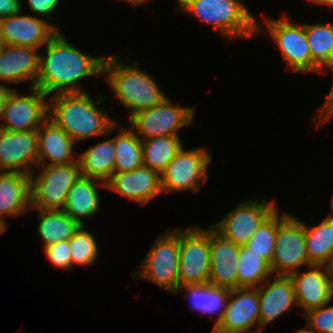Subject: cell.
<instances>
[{"label": "cell", "mask_w": 333, "mask_h": 333, "mask_svg": "<svg viewBox=\"0 0 333 333\" xmlns=\"http://www.w3.org/2000/svg\"><path fill=\"white\" fill-rule=\"evenodd\" d=\"M45 46L46 55H40L36 88L47 96L84 92L78 85L80 80L103 75L105 57H94L79 51L60 31Z\"/></svg>", "instance_id": "cell-1"}, {"label": "cell", "mask_w": 333, "mask_h": 333, "mask_svg": "<svg viewBox=\"0 0 333 333\" xmlns=\"http://www.w3.org/2000/svg\"><path fill=\"white\" fill-rule=\"evenodd\" d=\"M86 91L58 93L48 102V118L75 142L102 136L118 129V124L96 107Z\"/></svg>", "instance_id": "cell-2"}, {"label": "cell", "mask_w": 333, "mask_h": 333, "mask_svg": "<svg viewBox=\"0 0 333 333\" xmlns=\"http://www.w3.org/2000/svg\"><path fill=\"white\" fill-rule=\"evenodd\" d=\"M119 56H106L103 63V75L117 100L131 109L129 118L144 109L160 104L167 96L160 90L156 80L137 68L138 62L127 66ZM108 74V75H107Z\"/></svg>", "instance_id": "cell-3"}, {"label": "cell", "mask_w": 333, "mask_h": 333, "mask_svg": "<svg viewBox=\"0 0 333 333\" xmlns=\"http://www.w3.org/2000/svg\"><path fill=\"white\" fill-rule=\"evenodd\" d=\"M179 10L214 26L229 39L261 34L259 22L241 0H177Z\"/></svg>", "instance_id": "cell-4"}, {"label": "cell", "mask_w": 333, "mask_h": 333, "mask_svg": "<svg viewBox=\"0 0 333 333\" xmlns=\"http://www.w3.org/2000/svg\"><path fill=\"white\" fill-rule=\"evenodd\" d=\"M143 269L133 273V277L163 287L177 293L179 289V228L167 229L155 240L151 250L141 262Z\"/></svg>", "instance_id": "cell-5"}, {"label": "cell", "mask_w": 333, "mask_h": 333, "mask_svg": "<svg viewBox=\"0 0 333 333\" xmlns=\"http://www.w3.org/2000/svg\"><path fill=\"white\" fill-rule=\"evenodd\" d=\"M38 167L41 173L30 175L31 209L62 210L68 191L81 175L79 161Z\"/></svg>", "instance_id": "cell-6"}, {"label": "cell", "mask_w": 333, "mask_h": 333, "mask_svg": "<svg viewBox=\"0 0 333 333\" xmlns=\"http://www.w3.org/2000/svg\"><path fill=\"white\" fill-rule=\"evenodd\" d=\"M166 97L160 104L144 109L129 118L134 133L145 140L162 136H179L178 130L193 123L194 106L172 104Z\"/></svg>", "instance_id": "cell-7"}, {"label": "cell", "mask_w": 333, "mask_h": 333, "mask_svg": "<svg viewBox=\"0 0 333 333\" xmlns=\"http://www.w3.org/2000/svg\"><path fill=\"white\" fill-rule=\"evenodd\" d=\"M310 264L305 243L304 223L295 216L278 215V230L270 269L277 276H289Z\"/></svg>", "instance_id": "cell-8"}, {"label": "cell", "mask_w": 333, "mask_h": 333, "mask_svg": "<svg viewBox=\"0 0 333 333\" xmlns=\"http://www.w3.org/2000/svg\"><path fill=\"white\" fill-rule=\"evenodd\" d=\"M206 229L179 228V286L208 283L210 227Z\"/></svg>", "instance_id": "cell-9"}, {"label": "cell", "mask_w": 333, "mask_h": 333, "mask_svg": "<svg viewBox=\"0 0 333 333\" xmlns=\"http://www.w3.org/2000/svg\"><path fill=\"white\" fill-rule=\"evenodd\" d=\"M211 161L212 156L206 148L184 150L182 147L160 174L162 192H182L188 189L199 192L200 182L205 184L207 181Z\"/></svg>", "instance_id": "cell-10"}, {"label": "cell", "mask_w": 333, "mask_h": 333, "mask_svg": "<svg viewBox=\"0 0 333 333\" xmlns=\"http://www.w3.org/2000/svg\"><path fill=\"white\" fill-rule=\"evenodd\" d=\"M259 200L241 202L223 219L211 226L234 244L244 246L261 224L278 209L274 201Z\"/></svg>", "instance_id": "cell-11"}, {"label": "cell", "mask_w": 333, "mask_h": 333, "mask_svg": "<svg viewBox=\"0 0 333 333\" xmlns=\"http://www.w3.org/2000/svg\"><path fill=\"white\" fill-rule=\"evenodd\" d=\"M30 90V95L19 96L15 89L9 94L0 128L13 132L36 130L48 118L47 95L36 87Z\"/></svg>", "instance_id": "cell-12"}, {"label": "cell", "mask_w": 333, "mask_h": 333, "mask_svg": "<svg viewBox=\"0 0 333 333\" xmlns=\"http://www.w3.org/2000/svg\"><path fill=\"white\" fill-rule=\"evenodd\" d=\"M256 323L259 329L249 331ZM212 333H260L258 288L230 289L223 316L214 325Z\"/></svg>", "instance_id": "cell-13"}, {"label": "cell", "mask_w": 333, "mask_h": 333, "mask_svg": "<svg viewBox=\"0 0 333 333\" xmlns=\"http://www.w3.org/2000/svg\"><path fill=\"white\" fill-rule=\"evenodd\" d=\"M269 33L287 65L296 73L312 72V56L304 24L293 25L286 15L282 20L264 17Z\"/></svg>", "instance_id": "cell-14"}, {"label": "cell", "mask_w": 333, "mask_h": 333, "mask_svg": "<svg viewBox=\"0 0 333 333\" xmlns=\"http://www.w3.org/2000/svg\"><path fill=\"white\" fill-rule=\"evenodd\" d=\"M38 166V131H7L0 128V172L31 175Z\"/></svg>", "instance_id": "cell-15"}, {"label": "cell", "mask_w": 333, "mask_h": 333, "mask_svg": "<svg viewBox=\"0 0 333 333\" xmlns=\"http://www.w3.org/2000/svg\"><path fill=\"white\" fill-rule=\"evenodd\" d=\"M19 14L0 20V39L4 45L38 49L58 32L54 24L42 18Z\"/></svg>", "instance_id": "cell-16"}, {"label": "cell", "mask_w": 333, "mask_h": 333, "mask_svg": "<svg viewBox=\"0 0 333 333\" xmlns=\"http://www.w3.org/2000/svg\"><path fill=\"white\" fill-rule=\"evenodd\" d=\"M308 269L309 271L303 274L297 271L289 275L294 287L297 306L306 312L328 305L333 299V281L327 266L311 264Z\"/></svg>", "instance_id": "cell-17"}, {"label": "cell", "mask_w": 333, "mask_h": 333, "mask_svg": "<svg viewBox=\"0 0 333 333\" xmlns=\"http://www.w3.org/2000/svg\"><path fill=\"white\" fill-rule=\"evenodd\" d=\"M106 189L145 205L162 192L161 178L159 173L143 165L129 172L114 171Z\"/></svg>", "instance_id": "cell-18"}, {"label": "cell", "mask_w": 333, "mask_h": 333, "mask_svg": "<svg viewBox=\"0 0 333 333\" xmlns=\"http://www.w3.org/2000/svg\"><path fill=\"white\" fill-rule=\"evenodd\" d=\"M240 246L210 227V273L208 283L228 289L238 288L237 265Z\"/></svg>", "instance_id": "cell-19"}, {"label": "cell", "mask_w": 333, "mask_h": 333, "mask_svg": "<svg viewBox=\"0 0 333 333\" xmlns=\"http://www.w3.org/2000/svg\"><path fill=\"white\" fill-rule=\"evenodd\" d=\"M37 51L32 47L4 45L0 53V81L4 84L30 81V87H36L40 61Z\"/></svg>", "instance_id": "cell-20"}, {"label": "cell", "mask_w": 333, "mask_h": 333, "mask_svg": "<svg viewBox=\"0 0 333 333\" xmlns=\"http://www.w3.org/2000/svg\"><path fill=\"white\" fill-rule=\"evenodd\" d=\"M276 277L273 282L268 279L257 287L259 293L260 333H262L264 326L291 309L293 304L297 306L294 287L289 276Z\"/></svg>", "instance_id": "cell-21"}, {"label": "cell", "mask_w": 333, "mask_h": 333, "mask_svg": "<svg viewBox=\"0 0 333 333\" xmlns=\"http://www.w3.org/2000/svg\"><path fill=\"white\" fill-rule=\"evenodd\" d=\"M38 131V166H52L78 161L73 157L76 143L62 128L47 118ZM49 162H46L48 161Z\"/></svg>", "instance_id": "cell-22"}, {"label": "cell", "mask_w": 333, "mask_h": 333, "mask_svg": "<svg viewBox=\"0 0 333 333\" xmlns=\"http://www.w3.org/2000/svg\"><path fill=\"white\" fill-rule=\"evenodd\" d=\"M31 208L30 175L0 172V220L17 217Z\"/></svg>", "instance_id": "cell-23"}, {"label": "cell", "mask_w": 333, "mask_h": 333, "mask_svg": "<svg viewBox=\"0 0 333 333\" xmlns=\"http://www.w3.org/2000/svg\"><path fill=\"white\" fill-rule=\"evenodd\" d=\"M97 185L106 188L105 182L80 175L68 191L62 210L80 225H84V217L90 218L98 211L100 193Z\"/></svg>", "instance_id": "cell-24"}, {"label": "cell", "mask_w": 333, "mask_h": 333, "mask_svg": "<svg viewBox=\"0 0 333 333\" xmlns=\"http://www.w3.org/2000/svg\"><path fill=\"white\" fill-rule=\"evenodd\" d=\"M77 158L82 176L106 183L114 172L116 161L114 137L90 147Z\"/></svg>", "instance_id": "cell-25"}, {"label": "cell", "mask_w": 333, "mask_h": 333, "mask_svg": "<svg viewBox=\"0 0 333 333\" xmlns=\"http://www.w3.org/2000/svg\"><path fill=\"white\" fill-rule=\"evenodd\" d=\"M185 291L186 297L190 301L191 305L201 312V314H215L218 315L216 323H219L226 308L227 299L230 289L224 287L213 286L209 283L204 284H192L179 286Z\"/></svg>", "instance_id": "cell-26"}, {"label": "cell", "mask_w": 333, "mask_h": 333, "mask_svg": "<svg viewBox=\"0 0 333 333\" xmlns=\"http://www.w3.org/2000/svg\"><path fill=\"white\" fill-rule=\"evenodd\" d=\"M38 212V232L44 248L58 241L70 240L80 224L64 213L63 210H42Z\"/></svg>", "instance_id": "cell-27"}, {"label": "cell", "mask_w": 333, "mask_h": 333, "mask_svg": "<svg viewBox=\"0 0 333 333\" xmlns=\"http://www.w3.org/2000/svg\"><path fill=\"white\" fill-rule=\"evenodd\" d=\"M312 56V72H321L333 63V24H304Z\"/></svg>", "instance_id": "cell-28"}, {"label": "cell", "mask_w": 333, "mask_h": 333, "mask_svg": "<svg viewBox=\"0 0 333 333\" xmlns=\"http://www.w3.org/2000/svg\"><path fill=\"white\" fill-rule=\"evenodd\" d=\"M142 141L143 165L161 174L183 147L180 136H162Z\"/></svg>", "instance_id": "cell-29"}, {"label": "cell", "mask_w": 333, "mask_h": 333, "mask_svg": "<svg viewBox=\"0 0 333 333\" xmlns=\"http://www.w3.org/2000/svg\"><path fill=\"white\" fill-rule=\"evenodd\" d=\"M304 233L310 264L327 265L333 255V222L325 218L312 228L304 223Z\"/></svg>", "instance_id": "cell-30"}, {"label": "cell", "mask_w": 333, "mask_h": 333, "mask_svg": "<svg viewBox=\"0 0 333 333\" xmlns=\"http://www.w3.org/2000/svg\"><path fill=\"white\" fill-rule=\"evenodd\" d=\"M114 137L115 157L114 171L129 172L143 166L142 141L131 128L121 130Z\"/></svg>", "instance_id": "cell-31"}, {"label": "cell", "mask_w": 333, "mask_h": 333, "mask_svg": "<svg viewBox=\"0 0 333 333\" xmlns=\"http://www.w3.org/2000/svg\"><path fill=\"white\" fill-rule=\"evenodd\" d=\"M271 275L270 265L264 259L240 246L237 265L238 287H256Z\"/></svg>", "instance_id": "cell-32"}, {"label": "cell", "mask_w": 333, "mask_h": 333, "mask_svg": "<svg viewBox=\"0 0 333 333\" xmlns=\"http://www.w3.org/2000/svg\"><path fill=\"white\" fill-rule=\"evenodd\" d=\"M278 210L276 209L258 228L243 247L259 255L269 265L275 249V240L278 230Z\"/></svg>", "instance_id": "cell-33"}, {"label": "cell", "mask_w": 333, "mask_h": 333, "mask_svg": "<svg viewBox=\"0 0 333 333\" xmlns=\"http://www.w3.org/2000/svg\"><path fill=\"white\" fill-rule=\"evenodd\" d=\"M84 225L75 231L69 240L72 268L76 263L79 265H92L97 259L98 247L95 237L88 231L83 230Z\"/></svg>", "instance_id": "cell-34"}, {"label": "cell", "mask_w": 333, "mask_h": 333, "mask_svg": "<svg viewBox=\"0 0 333 333\" xmlns=\"http://www.w3.org/2000/svg\"><path fill=\"white\" fill-rule=\"evenodd\" d=\"M326 306L311 309L304 314L307 327L314 333H333V305Z\"/></svg>", "instance_id": "cell-35"}, {"label": "cell", "mask_w": 333, "mask_h": 333, "mask_svg": "<svg viewBox=\"0 0 333 333\" xmlns=\"http://www.w3.org/2000/svg\"><path fill=\"white\" fill-rule=\"evenodd\" d=\"M47 259L59 269L72 268L69 240L58 241L44 248Z\"/></svg>", "instance_id": "cell-36"}, {"label": "cell", "mask_w": 333, "mask_h": 333, "mask_svg": "<svg viewBox=\"0 0 333 333\" xmlns=\"http://www.w3.org/2000/svg\"><path fill=\"white\" fill-rule=\"evenodd\" d=\"M59 2L60 0H28L27 4L32 12L41 15L40 17L42 18L46 17V21L51 23L50 16L57 8Z\"/></svg>", "instance_id": "cell-37"}, {"label": "cell", "mask_w": 333, "mask_h": 333, "mask_svg": "<svg viewBox=\"0 0 333 333\" xmlns=\"http://www.w3.org/2000/svg\"><path fill=\"white\" fill-rule=\"evenodd\" d=\"M328 69L333 70V63L328 67ZM333 78V77H332ZM333 116V81L331 85V89L329 91L326 100L324 101L321 108H319L317 115L314 117V121H317V125L330 121L331 117Z\"/></svg>", "instance_id": "cell-38"}, {"label": "cell", "mask_w": 333, "mask_h": 333, "mask_svg": "<svg viewBox=\"0 0 333 333\" xmlns=\"http://www.w3.org/2000/svg\"><path fill=\"white\" fill-rule=\"evenodd\" d=\"M21 0H0V20L21 12Z\"/></svg>", "instance_id": "cell-39"}, {"label": "cell", "mask_w": 333, "mask_h": 333, "mask_svg": "<svg viewBox=\"0 0 333 333\" xmlns=\"http://www.w3.org/2000/svg\"><path fill=\"white\" fill-rule=\"evenodd\" d=\"M12 91L13 88H9L8 86L3 84L0 85V118L2 116L7 98Z\"/></svg>", "instance_id": "cell-40"}, {"label": "cell", "mask_w": 333, "mask_h": 333, "mask_svg": "<svg viewBox=\"0 0 333 333\" xmlns=\"http://www.w3.org/2000/svg\"><path fill=\"white\" fill-rule=\"evenodd\" d=\"M311 2H314L315 4H324L325 6H331V8L333 7V0H310Z\"/></svg>", "instance_id": "cell-41"}, {"label": "cell", "mask_w": 333, "mask_h": 333, "mask_svg": "<svg viewBox=\"0 0 333 333\" xmlns=\"http://www.w3.org/2000/svg\"><path fill=\"white\" fill-rule=\"evenodd\" d=\"M326 266H327L328 272L331 276V279L333 281V255L331 256V259H330L329 263Z\"/></svg>", "instance_id": "cell-42"}, {"label": "cell", "mask_w": 333, "mask_h": 333, "mask_svg": "<svg viewBox=\"0 0 333 333\" xmlns=\"http://www.w3.org/2000/svg\"><path fill=\"white\" fill-rule=\"evenodd\" d=\"M8 225H5L1 220H0V235L3 234L5 231H7V227Z\"/></svg>", "instance_id": "cell-43"}, {"label": "cell", "mask_w": 333, "mask_h": 333, "mask_svg": "<svg viewBox=\"0 0 333 333\" xmlns=\"http://www.w3.org/2000/svg\"><path fill=\"white\" fill-rule=\"evenodd\" d=\"M295 333H314L310 328L308 329H300L296 331Z\"/></svg>", "instance_id": "cell-44"}, {"label": "cell", "mask_w": 333, "mask_h": 333, "mask_svg": "<svg viewBox=\"0 0 333 333\" xmlns=\"http://www.w3.org/2000/svg\"><path fill=\"white\" fill-rule=\"evenodd\" d=\"M147 1H150V0H134V7H136L142 3H145Z\"/></svg>", "instance_id": "cell-45"}, {"label": "cell", "mask_w": 333, "mask_h": 333, "mask_svg": "<svg viewBox=\"0 0 333 333\" xmlns=\"http://www.w3.org/2000/svg\"><path fill=\"white\" fill-rule=\"evenodd\" d=\"M331 208H332V213L329 214L328 217H326L328 220L332 221L333 222V199H332V202H331Z\"/></svg>", "instance_id": "cell-46"}, {"label": "cell", "mask_w": 333, "mask_h": 333, "mask_svg": "<svg viewBox=\"0 0 333 333\" xmlns=\"http://www.w3.org/2000/svg\"><path fill=\"white\" fill-rule=\"evenodd\" d=\"M123 1H126L127 3H130V4L132 3V5H134V0H123Z\"/></svg>", "instance_id": "cell-47"}, {"label": "cell", "mask_w": 333, "mask_h": 333, "mask_svg": "<svg viewBox=\"0 0 333 333\" xmlns=\"http://www.w3.org/2000/svg\"><path fill=\"white\" fill-rule=\"evenodd\" d=\"M3 46H4L3 41L0 39V53H1V50H2Z\"/></svg>", "instance_id": "cell-48"}]
</instances>
